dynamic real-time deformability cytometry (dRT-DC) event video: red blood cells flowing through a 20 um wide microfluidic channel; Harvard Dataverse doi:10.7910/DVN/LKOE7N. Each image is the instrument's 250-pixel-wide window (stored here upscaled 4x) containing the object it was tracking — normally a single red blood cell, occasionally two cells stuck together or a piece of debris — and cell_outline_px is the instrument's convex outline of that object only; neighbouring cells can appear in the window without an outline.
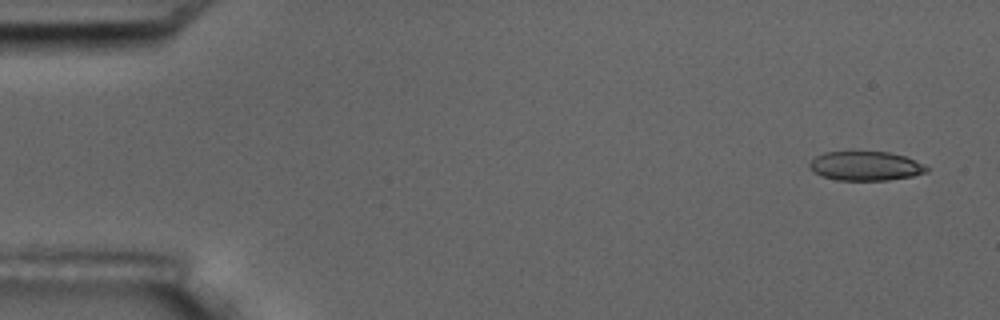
{"species": "common noctule bat (a hibernating species)", "species_latin": "Nyctalus noctula", "temperature_condition": "room temperature", "stored_images_in_passage": 6, "camera_frame_rate_fps": 3000, "um_per_image_px": 0.085, "animal": {"sex": "male", "body_mass_g": 17.5, "forearm_length_mm": 52.3}, "frame": {"image": 1, "passage_image": 1, "time_ms": 0.0, "image_size_px": [1000, 320], "cell_outline_px": [[928, 172], [912, 176], [888, 180], [836, 180], [820, 176], [812, 172], [808, 164], [816, 156], [824, 152], [852, 148], [856, 148], [888, 152], [904, 156], [924, 164], [928, 168]], "centroid_in_image_um": [73.51, 14.05], "position_along_channel_um": 11.5, "area_um2": 20.92}}
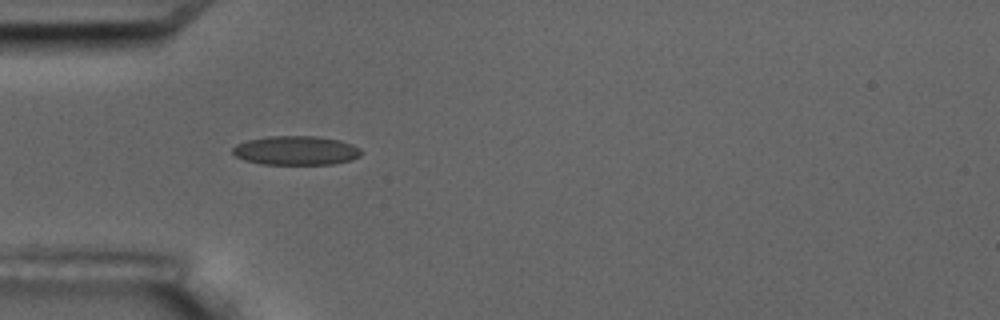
{"frame": {"image": 2, "passage_image": 5, "time_ms": 4.667, "image_size_px": [1000, 320], "cell_outline_px": [[364, 152], [360, 156], [352, 160], [332, 164], [260, 164], [244, 160], [236, 156], [232, 152], [232, 148], [236, 144], [248, 140], [268, 136], [316, 136], [340, 140], [352, 144], [360, 148]], "centroid_in_image_um": [25.18, 12.79], "position_along_channel_um": 59.8, "area_um2": 21.96}}